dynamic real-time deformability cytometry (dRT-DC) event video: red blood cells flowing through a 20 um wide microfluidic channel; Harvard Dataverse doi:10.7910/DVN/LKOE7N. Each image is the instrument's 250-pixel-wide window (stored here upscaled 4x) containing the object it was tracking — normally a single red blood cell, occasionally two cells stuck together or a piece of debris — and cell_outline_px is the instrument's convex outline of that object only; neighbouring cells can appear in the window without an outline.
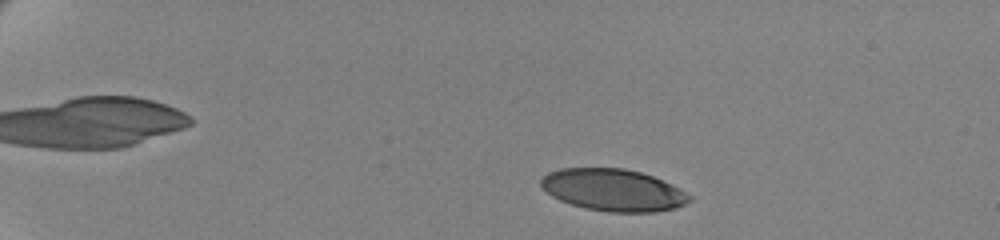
{"species": "human", "species_latin": "Homo sapiens", "temperature_condition": "cold", "stored_images_in_passage": 51, "camera_frame_rate_fps": 3000, "um_per_image_px": 0.085, "donor": {"sex": "female"}, "frame": {"image": 1, "passage_image": 3, "time_ms": 0.667, "image_size_px": [1000, 240], "cell_outline_px": [[692, 200], [676, 208], [656, 212], [608, 212], [584, 208], [560, 200], [552, 196], [540, 184], [540, 180], [548, 172], [560, 168], [624, 168], [640, 172], [652, 176], [672, 184], [680, 188], [692, 196]], "centroid_in_image_um": [52.15, 16.15], "position_along_channel_um": 32.9, "area_um2": 36.41}}
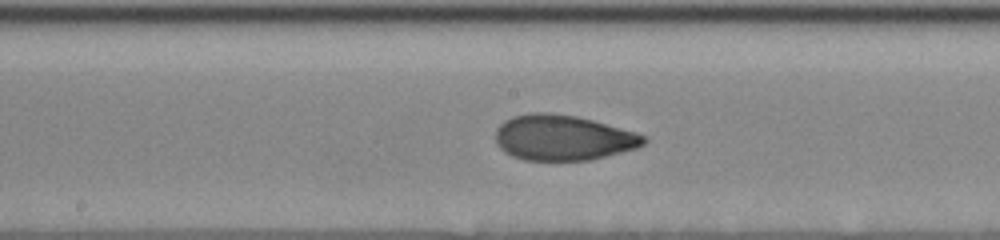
{"frame": {"image": 2, "passage_image": 26, "time_ms": 8.333, "image_size_px": [1000, 240], "cell_outline_px": [[648, 140], [644, 144], [636, 148], [588, 160], [524, 160], [512, 156], [504, 152], [496, 144], [496, 128], [504, 120], [512, 116], [532, 112], [548, 112], [576, 116], [592, 120], [636, 132], [648, 136]], "centroid_in_image_um": [47.83, 11.69], "position_along_channel_um": 200.4, "area_um2": 39.3}}
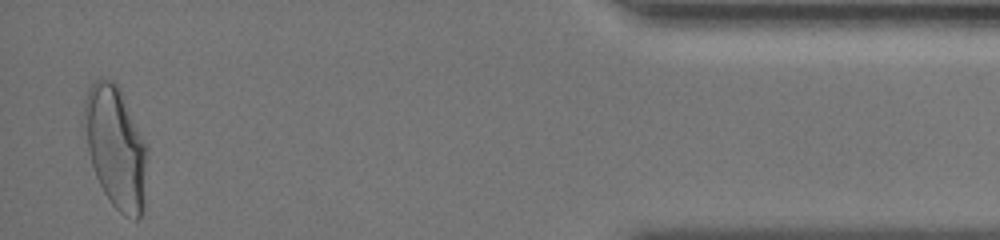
{"frame": {"image": 3, "passage_image": 50, "time_ms": 16.333, "image_size_px": [1000, 240], "cell_outline_px": [[144, 212], [136, 220], [124, 216], [112, 204], [104, 192], [96, 176], [92, 164], [88, 148], [84, 108], [84, 104], [88, 88], [100, 76], [112, 80], [120, 84], [144, 144]], "centroid_in_image_um": [9.81, 12.48], "position_along_channel_um": 425.4, "area_um2": 43.64}, "authors_computed_cell_mechanics": {"area_um2": 39.0728, "velocity_mm_per_s": 3.469, "shape_relaxation_time_tau1_ms": 4.8524, "shape_relaxation_time_tau2_ms": 1.0822, "deformation_change_tau1": 0.1664, "deformation_change_tau2": 0.059}}